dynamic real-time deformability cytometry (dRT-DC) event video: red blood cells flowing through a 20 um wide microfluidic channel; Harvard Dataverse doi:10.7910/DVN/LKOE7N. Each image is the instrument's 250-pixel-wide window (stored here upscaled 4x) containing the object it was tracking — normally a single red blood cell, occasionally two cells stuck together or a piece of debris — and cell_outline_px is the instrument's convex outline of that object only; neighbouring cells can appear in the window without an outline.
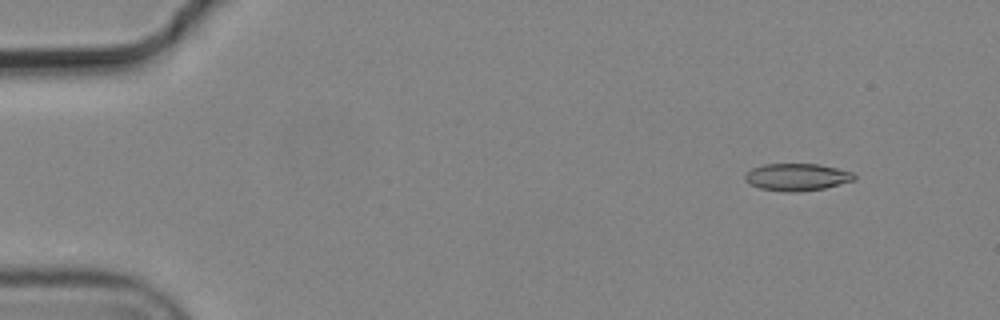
{"species": "common noctule bat (a hibernating species)", "species_latin": "Nyctalus noctula", "temperature_condition": "cold", "stored_images_in_passage": 3, "camera_frame_rate_fps": 3000, "um_per_image_px": 0.085, "animal": {"sex": "male", "body_mass_g": 19.2, "forearm_length_mm": 51.8}, "frame": {"image": 1, "passage_image": 1, "time_ms": 0.0, "image_size_px": [1000, 320], "cell_outline_px": [[856, 180], [824, 188], [796, 192], [784, 192], [760, 188], [748, 184], [744, 180], [744, 176], [752, 168], [764, 164], [820, 164], [852, 172], [856, 176]], "centroid_in_image_um": [67.73, 15.05], "position_along_channel_um": 17.3, "area_um2": 17.4}}
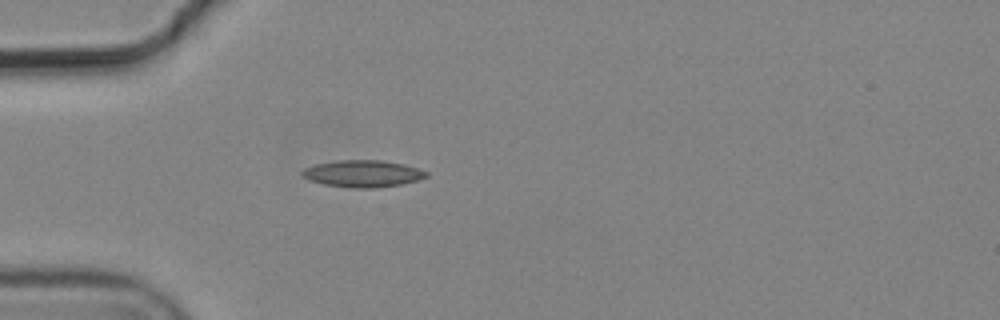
{"frame": {"image": 2, "passage_image": 3, "time_ms": 0.667, "image_size_px": [1000, 320], "cell_outline_px": [[428, 176], [416, 180], [400, 184], [372, 188], [352, 188], [324, 184], [308, 180], [300, 172], [304, 168], [316, 164], [336, 160], [380, 160], [404, 164], [428, 172]], "centroid_in_image_um": [30.8, 14.75], "position_along_channel_um": 54.2, "area_um2": 19.31}}